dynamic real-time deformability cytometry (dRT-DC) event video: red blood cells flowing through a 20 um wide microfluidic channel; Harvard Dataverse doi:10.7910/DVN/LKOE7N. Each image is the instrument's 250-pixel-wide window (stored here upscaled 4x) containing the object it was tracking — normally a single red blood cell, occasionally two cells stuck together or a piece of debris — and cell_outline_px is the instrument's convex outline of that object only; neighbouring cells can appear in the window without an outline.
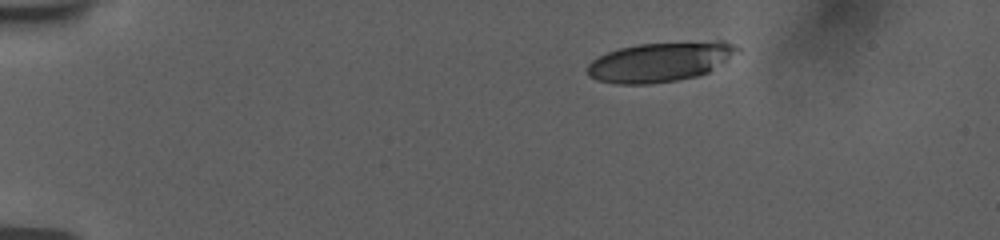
{"species": "human", "species_latin": "Homo sapiens", "temperature_condition": "room temperature", "stored_images_in_passage": 9, "camera_frame_rate_fps": 3000, "um_per_image_px": 0.085, "donor": {"sex": "female"}, "frame": {"image": 1, "passage_image": 1, "time_ms": 0.0, "image_size_px": [1000, 240], "cell_outline_px": [[740, 52], [708, 72], [696, 76], [676, 80], [648, 84], [616, 84], [596, 80], [588, 76], [588, 64], [592, 60], [608, 52], [620, 48], [636, 44], [716, 40], [724, 40], [740, 48]], "centroid_in_image_um": [56.14, 5.24], "position_along_channel_um": 28.9, "area_um2": 34.8}}
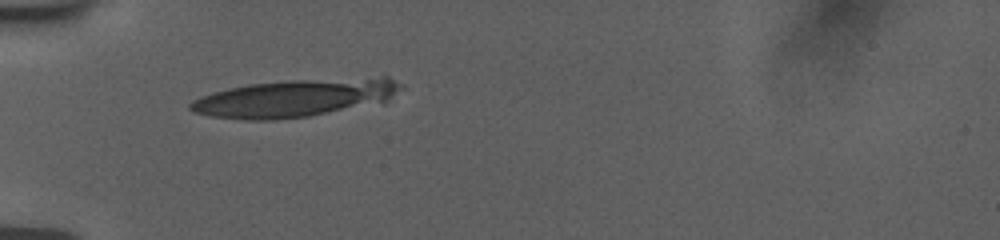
{"frame": {"image": 2, "passage_image": 4, "time_ms": 3.0, "image_size_px": [1000, 240], "cell_outline_px": [[404, 88], [384, 104], [308, 116], [276, 120], [244, 120], [212, 116], [196, 112], [188, 108], [188, 104], [192, 100], [200, 96], [212, 92], [228, 88], [248, 84], [288, 80], [380, 76], [388, 76], [404, 84]], "centroid_in_image_um": [25.21, 8.32], "position_along_channel_um": 59.8, "area_um2": 47.34}}